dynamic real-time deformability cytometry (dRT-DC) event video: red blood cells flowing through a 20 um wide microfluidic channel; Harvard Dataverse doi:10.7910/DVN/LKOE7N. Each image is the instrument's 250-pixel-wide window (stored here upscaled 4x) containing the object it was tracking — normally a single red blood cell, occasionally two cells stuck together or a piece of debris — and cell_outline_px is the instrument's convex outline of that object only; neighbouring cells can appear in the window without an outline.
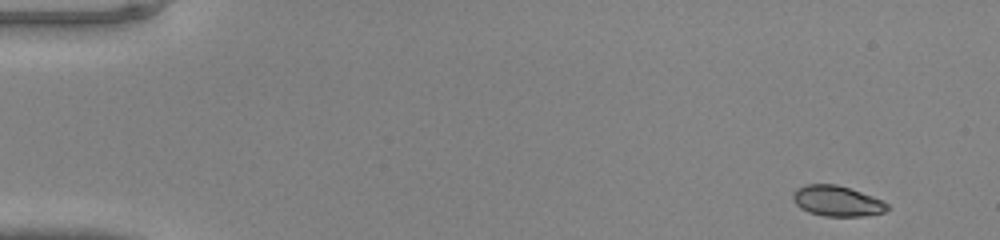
{"species": "common noctule bat (a hibernating species)", "species_latin": "Nyctalus noctula", "temperature_condition": "warm", "stored_images_in_passage": 45, "camera_frame_rate_fps": 3000, "um_per_image_px": 0.085, "animal": {"sex": "male", "body_mass_g": 20.0, "forearm_length_mm": 53.3}, "frame": {"image": 1, "passage_image": 1, "time_ms": 0.0, "image_size_px": [1000, 240], "cell_outline_px": [[888, 208], [884, 212], [864, 216], [824, 216], [808, 212], [800, 208], [792, 200], [792, 192], [796, 188], [808, 184], [836, 184], [884, 200], [888, 204]], "centroid_in_image_um": [71.12, 17.09], "position_along_channel_um": 13.9, "area_um2": 16.82}}
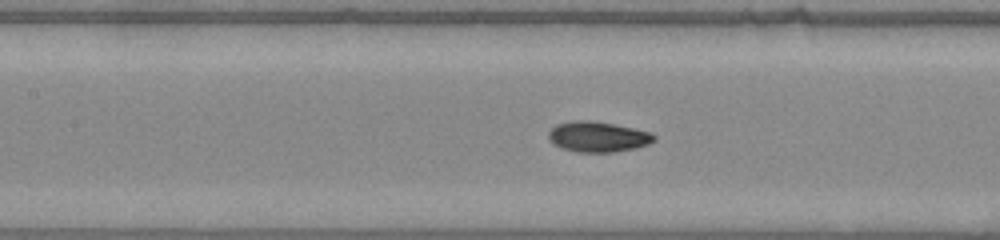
{"frame": {"image": 2, "passage_image": 20, "time_ms": 6.333, "image_size_px": [1000, 240], "cell_outline_px": [[656, 140], [648, 144], [636, 148], [612, 152], [576, 152], [552, 144], [548, 140], [548, 132], [556, 124], [572, 120], [588, 120], [612, 124], [652, 132], [656, 136]], "centroid_in_image_um": [50.8, 11.62], "position_along_channel_um": 156.6, "area_um2": 18.79}}
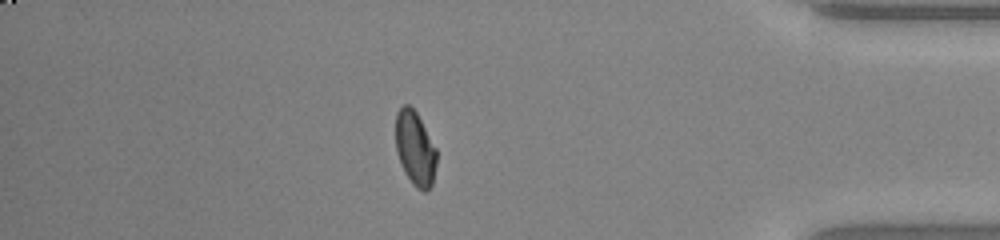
{"frame": {"image": 3, "passage_image": 39, "time_ms": 12.667, "image_size_px": [1000, 240], "cell_outline_px": [[436, 164], [432, 184], [424, 192], [416, 188], [412, 184], [404, 172], [400, 164], [396, 152], [396, 112], [404, 104], [408, 104], [416, 112], [436, 148]], "centroid_in_image_um": [35.27, 12.63], "position_along_channel_um": 399.9, "area_um2": 17.69}}